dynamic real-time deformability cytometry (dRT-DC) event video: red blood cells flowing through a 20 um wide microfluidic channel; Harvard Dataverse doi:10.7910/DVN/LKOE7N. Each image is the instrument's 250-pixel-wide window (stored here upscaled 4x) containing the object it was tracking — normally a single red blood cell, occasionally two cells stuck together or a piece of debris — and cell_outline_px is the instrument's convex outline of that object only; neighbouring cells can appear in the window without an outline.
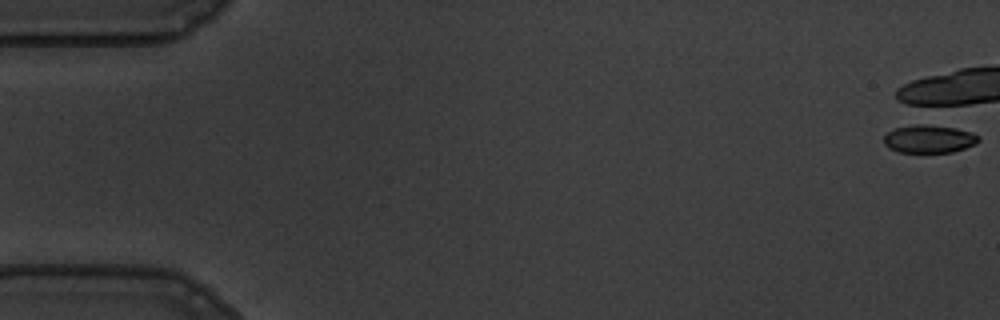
{"species": "common noctule bat (a hibernating species)", "species_latin": "Nyctalus noctula", "temperature_condition": "warm", "stored_images_in_passage": 1, "camera_frame_rate_fps": 3000, "um_per_image_px": 0.085, "animal": {"sex": "male", "body_mass_g": 19.5, "forearm_length_mm": 54.6}, "frame": {"image": 1, "passage_image": 1, "time_ms": 0.0, "image_size_px": [1000, 320], "cell_outline_px": [[980, 140], [976, 144], [952, 152], [900, 152], [888, 148], [884, 144], [884, 136], [888, 132], [896, 128], [912, 124], [924, 124], [956, 128], [972, 132], [980, 136]], "centroid_in_image_um": [78.98, 11.8], "position_along_channel_um": 6.0, "area_um2": 15.49}}